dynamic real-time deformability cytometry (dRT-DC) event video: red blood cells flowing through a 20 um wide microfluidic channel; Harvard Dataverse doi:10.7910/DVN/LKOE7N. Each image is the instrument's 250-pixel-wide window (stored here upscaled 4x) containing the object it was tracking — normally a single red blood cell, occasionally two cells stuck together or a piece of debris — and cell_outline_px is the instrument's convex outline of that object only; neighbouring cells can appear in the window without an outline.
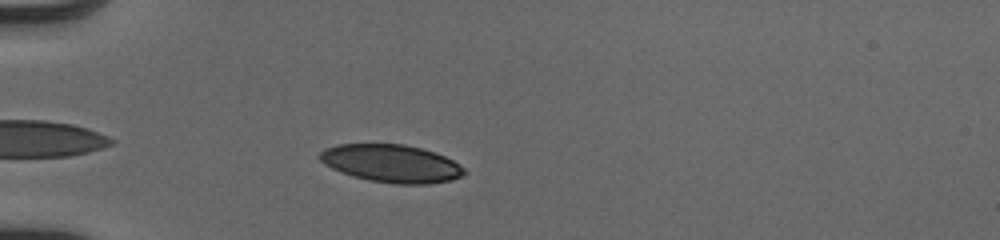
{"species": "human", "species_latin": "Homo sapiens", "temperature_condition": "cold", "stored_images_in_passage": 39, "camera_frame_rate_fps": 3000, "um_per_image_px": 0.085, "donor": {"sex": "male"}, "frame": {"image": 1, "passage_image": 4, "time_ms": 1.0, "image_size_px": [1000, 240], "cell_outline_px": [[464, 172], [460, 176], [452, 180], [428, 184], [396, 184], [368, 180], [340, 172], [324, 164], [316, 156], [324, 148], [336, 144], [404, 144], [436, 152], [452, 160], [464, 168]], "centroid_in_image_um": [33.22, 13.89], "position_along_channel_um": 51.8, "area_um2": 31.85}}
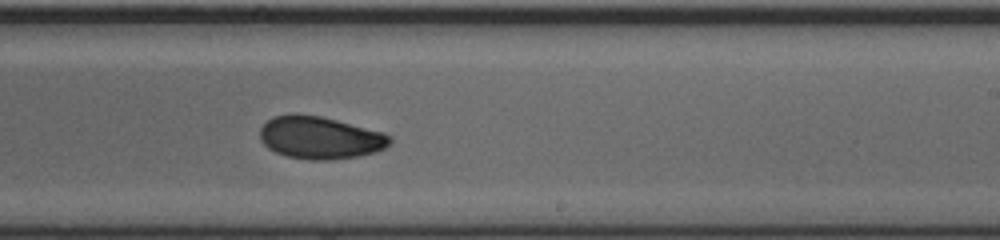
{"frame": {"image": 2, "passage_image": 21, "time_ms": 6.667, "image_size_px": [1000, 240], "cell_outline_px": [[392, 140], [384, 148], [376, 152], [356, 156], [328, 160], [308, 160], [288, 156], [276, 152], [268, 148], [260, 140], [260, 128], [272, 116], [292, 112], [320, 116], [384, 132], [392, 136]], "centroid_in_image_um": [27.18, 11.68], "position_along_channel_um": 261.8, "area_um2": 32.31}}
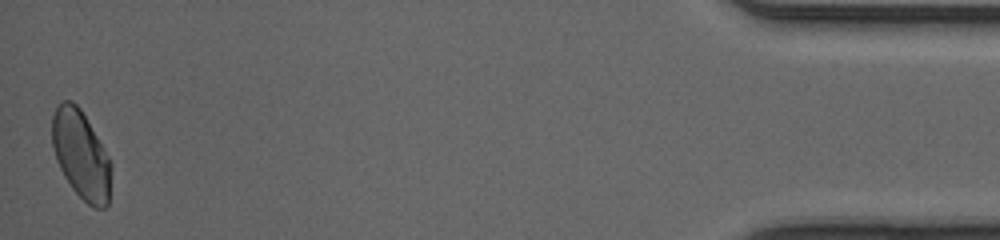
{"frame": {"image": 3, "passage_image": 39, "time_ms": 12.667, "image_size_px": [1000, 240], "cell_outline_px": [[112, 168], [108, 204], [104, 208], [92, 208], [72, 188], [64, 176], [56, 160], [52, 144], [52, 116], [56, 108], [64, 100], [72, 100], [80, 108], [108, 156], [112, 164]], "centroid_in_image_um": [6.89, 13.17], "position_along_channel_um": 428.3, "area_um2": 30.23}, "authors_computed_cell_mechanics": {"area_um2": 31.6166, "velocity_mm_per_s": 4.1129, "shape_relaxation_time_tau1_ms": 2.9234, "shape_relaxation_time_tau2_ms": 5.2131, "deformation_change_tau1": 0.0959, "deformation_change_tau2": 0.0829}}